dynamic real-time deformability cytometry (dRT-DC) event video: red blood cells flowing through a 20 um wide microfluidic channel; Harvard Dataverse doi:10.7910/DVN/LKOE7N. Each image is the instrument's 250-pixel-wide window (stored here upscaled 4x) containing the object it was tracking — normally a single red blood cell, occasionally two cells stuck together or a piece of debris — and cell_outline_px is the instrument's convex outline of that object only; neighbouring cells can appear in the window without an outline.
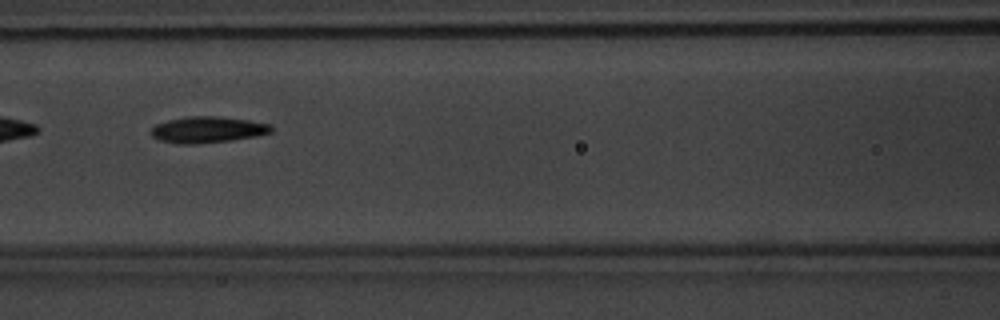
{"species": "common noctule bat (a hibernating species)", "species_latin": "Nyctalus noctula", "temperature_condition": "warm", "stored_images_in_passage": 5, "camera_frame_rate_fps": 3000, "um_per_image_px": 0.085, "animal": {"sex": "male", "body_mass_g": 20.1, "forearm_length_mm": 53.5}, "frame": {"image": 1, "passage_image": 3, "time_ms": 2.333, "image_size_px": [1000, 320], "cell_outline_px": [[272, 132], [256, 136], [232, 140], [196, 144], [176, 144], [160, 140], [152, 136], [152, 128], [156, 124], [168, 120], [188, 116], [216, 116], [248, 120], [272, 124]], "centroid_in_image_um": [17.66, 11.02], "position_along_channel_um": 148.9, "area_um2": 18.38}}
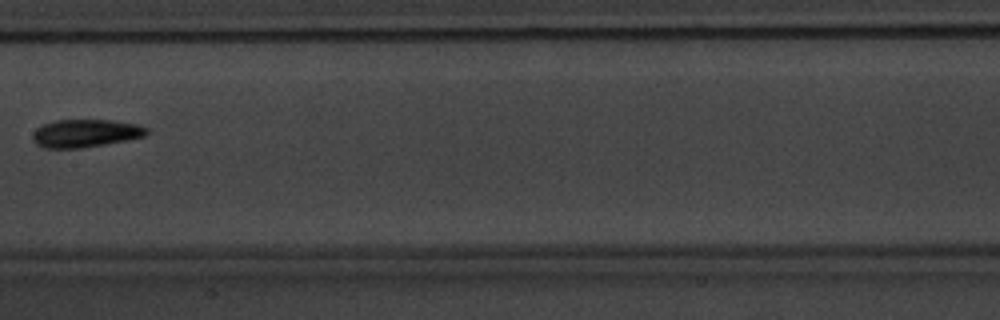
{"frame": {"image": 2, "passage_image": 4, "time_ms": 3.667, "image_size_px": [1000, 320], "cell_outline_px": [[148, 132], [144, 136], [128, 140], [84, 148], [44, 148], [36, 144], [32, 140], [32, 132], [36, 128], [44, 124], [56, 120], [112, 120], [136, 124], [148, 128]], "centroid_in_image_um": [7.24, 11.33], "position_along_channel_um": 200.2, "area_um2": 18.67}}
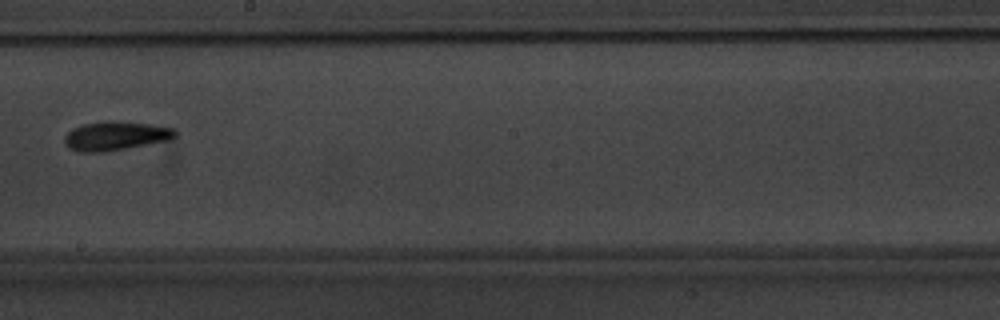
{"frame": {"image": 3, "passage_image": 5, "time_ms": 4.667, "image_size_px": [1000, 320], "cell_outline_px": [[176, 136], [172, 140], [104, 152], [80, 152], [68, 148], [64, 140], [64, 136], [72, 128], [84, 124], [104, 120], [112, 120], [152, 124], [176, 128]], "centroid_in_image_um": [9.85, 11.54], "position_along_channel_um": 238.4, "area_um2": 19.02}}